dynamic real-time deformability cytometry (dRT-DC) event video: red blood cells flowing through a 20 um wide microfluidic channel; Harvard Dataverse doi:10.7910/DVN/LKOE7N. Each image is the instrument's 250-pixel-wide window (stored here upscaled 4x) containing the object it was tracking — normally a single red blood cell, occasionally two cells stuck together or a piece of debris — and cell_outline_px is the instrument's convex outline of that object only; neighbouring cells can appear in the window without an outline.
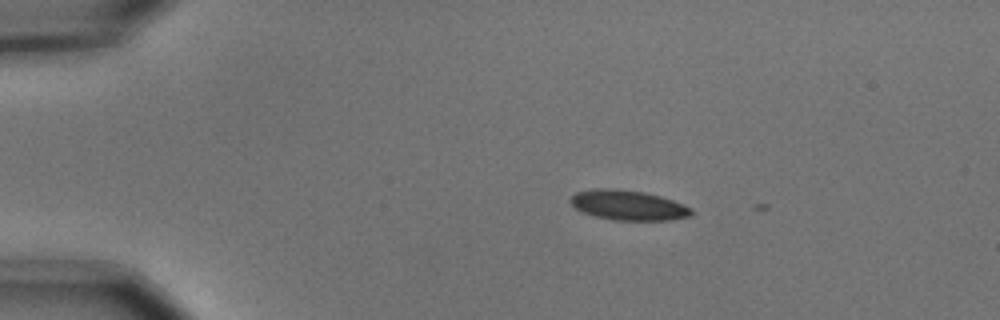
{"species": "common noctule bat (a hibernating species)", "species_latin": "Nyctalus noctula", "temperature_condition": "cold", "stored_images_in_passage": 2, "camera_frame_rate_fps": 3000, "um_per_image_px": 0.085, "animal": {"sex": "male", "body_mass_g": 15.6}, "frame": {"image": 1, "passage_image": 1, "time_ms": 0.0, "image_size_px": [1000, 320], "cell_outline_px": [[692, 216], [672, 220], [612, 220], [596, 216], [584, 212], [576, 208], [568, 200], [576, 192], [596, 188], [616, 188], [644, 192], [660, 196], [672, 200], [692, 208]], "centroid_in_image_um": [53.41, 17.44], "position_along_channel_um": 31.6, "area_um2": 21.1}}